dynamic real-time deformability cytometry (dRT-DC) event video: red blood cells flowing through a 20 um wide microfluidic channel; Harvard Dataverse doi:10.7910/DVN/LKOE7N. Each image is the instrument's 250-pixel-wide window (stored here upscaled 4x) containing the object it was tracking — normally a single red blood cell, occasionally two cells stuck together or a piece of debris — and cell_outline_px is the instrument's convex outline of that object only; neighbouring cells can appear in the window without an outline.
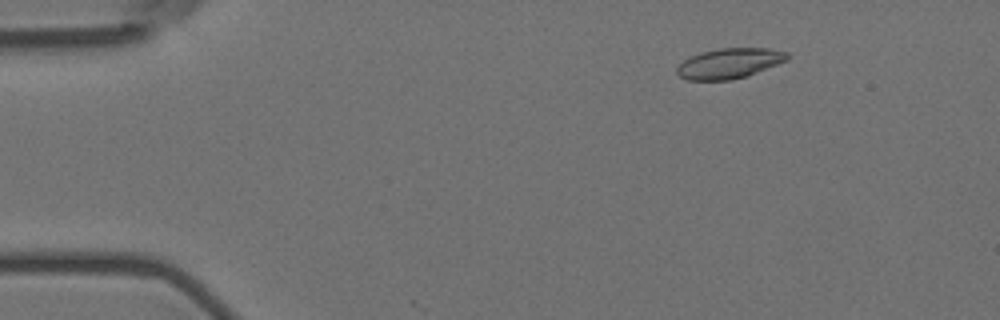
{"species": "Egyptian fruit bat (a non-hibernating species)", "species_latin": "Rousettus aegyptiacus", "temperature_condition": "room temperature", "stored_images_in_passage": 57, "camera_frame_rate_fps": 3000, "um_per_image_px": 0.085, "animal": {"sex": "female"}, "frame": {"image": 1, "passage_image": 8, "time_ms": 2.333, "image_size_px": [1000, 320], "cell_outline_px": [[792, 56], [788, 60], [748, 76], [732, 80], [688, 80], [680, 76], [676, 72], [676, 68], [684, 60], [700, 52], [720, 48], [768, 48], [788, 52]], "centroid_in_image_um": [62.04, 5.38], "position_along_channel_um": 23.0, "area_um2": 19.59}}
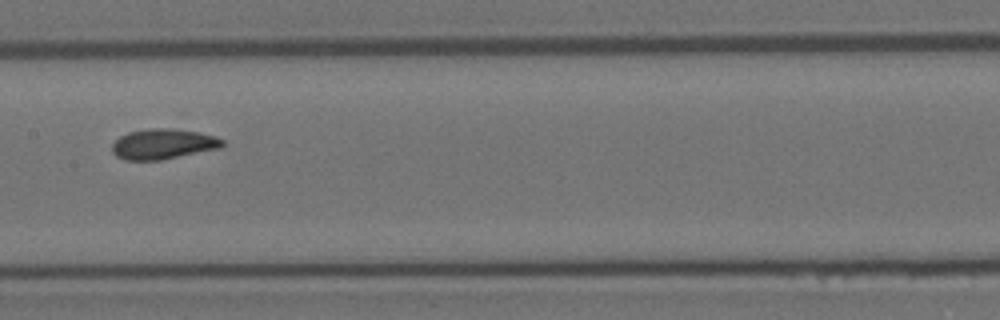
{"frame": {"image": 2, "passage_image": 29, "time_ms": 9.333, "image_size_px": [1000, 320], "cell_outline_px": [[224, 144], [220, 148], [160, 160], [124, 160], [116, 156], [112, 152], [112, 144], [120, 136], [128, 132], [152, 128], [172, 128], [196, 132], [216, 136], [224, 140]], "centroid_in_image_um": [13.85, 12.24], "position_along_channel_um": 193.5, "area_um2": 19.42}}
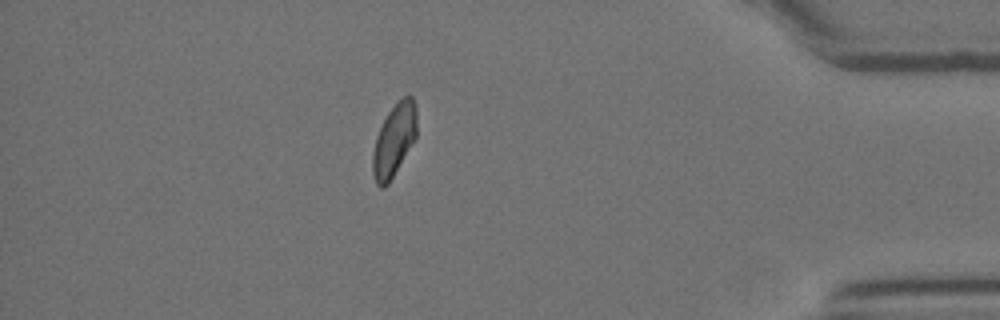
{"frame": {"image": 3, "passage_image": 50, "time_ms": 16.333, "image_size_px": [1000, 320], "cell_outline_px": [[416, 136], [388, 184], [384, 188], [380, 188], [376, 184], [372, 172], [372, 152], [376, 136], [388, 112], [396, 100], [404, 96], [412, 96], [416, 108]], "centroid_in_image_um": [33.47, 11.9], "position_along_channel_um": 401.7, "area_um2": 18.5}, "authors_computed_cell_mechanics": {"area_um2": 19.3052, "velocity_mm_per_s": 3.5616, "shape_relaxation_time_tau1_ms": 4.7513, "shape_relaxation_time_tau2_ms": 1.5018, "deformation_change_tau1": 0.1489, "deformation_change_tau2": 0.0502}}